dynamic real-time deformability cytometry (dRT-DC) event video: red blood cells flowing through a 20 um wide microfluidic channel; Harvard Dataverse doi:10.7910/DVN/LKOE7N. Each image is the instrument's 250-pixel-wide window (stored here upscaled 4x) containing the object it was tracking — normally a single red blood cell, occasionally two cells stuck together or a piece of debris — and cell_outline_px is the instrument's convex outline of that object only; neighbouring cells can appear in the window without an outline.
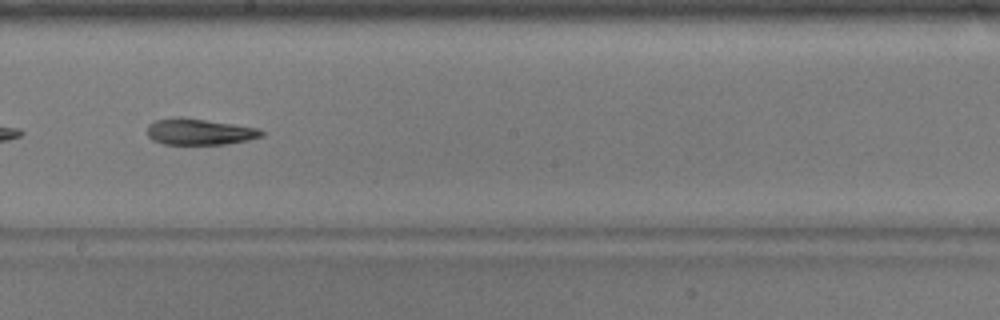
{"species": "common noctule bat (a hibernating species)", "species_latin": "Nyctalus noctula", "temperature_condition": "warm", "stored_images_in_passage": 40, "camera_frame_rate_fps": 3000, "um_per_image_px": 0.085, "animal": {"sex": "male", "body_mass_g": 17.9}, "frame": {"image": 1, "passage_image": 18, "time_ms": 5.667, "image_size_px": [1000, 320], "cell_outline_px": [[264, 136], [248, 140], [224, 144], [164, 144], [152, 140], [148, 136], [148, 124], [156, 120], [172, 116], [180, 116], [260, 128], [264, 132]], "centroid_in_image_um": [16.95, 11.19], "position_along_channel_um": 231.3, "area_um2": 17.63}, "authors_computed_cell_mechanics": {"area_um2": 18.4382, "velocity_mm_per_s": 3.8739, "shape_relaxation_time_tau1_ms": 5.2503, "shape_relaxation_time_tau2_ms": 8.4243, "deformation_change_tau1": 0.2161, "deformation_change_tau2": 0.2018}}